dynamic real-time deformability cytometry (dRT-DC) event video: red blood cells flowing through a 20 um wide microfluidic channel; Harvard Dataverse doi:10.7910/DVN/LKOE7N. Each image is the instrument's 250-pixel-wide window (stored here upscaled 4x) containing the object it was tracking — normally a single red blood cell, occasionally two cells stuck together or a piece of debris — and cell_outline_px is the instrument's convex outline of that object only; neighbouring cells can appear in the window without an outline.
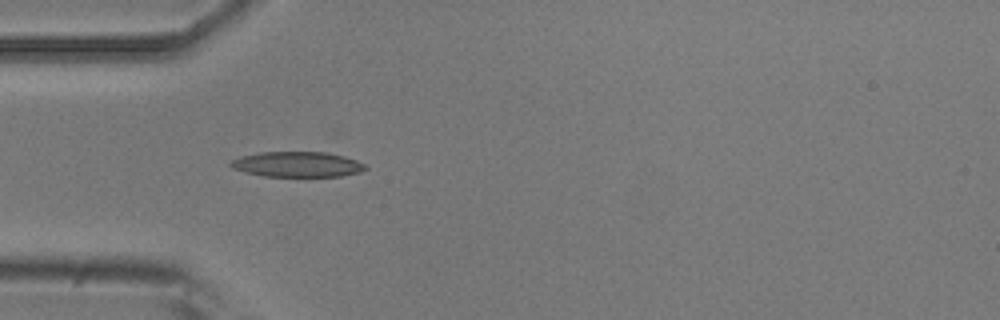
{"species": "common noctule bat (a hibernating species)", "species_latin": "Nyctalus noctula", "temperature_condition": "room temperature", "stored_images_in_passage": 7, "camera_frame_rate_fps": 3000, "um_per_image_px": 0.085, "animal": {"sex": "male", "body_mass_g": 20.5, "forearm_length_mm": 52.5}, "frame": {"image": 1, "passage_image": 4, "time_ms": 3.333, "image_size_px": [1000, 320], "cell_outline_px": [[368, 168], [360, 172], [340, 176], [264, 176], [244, 172], [232, 168], [228, 164], [232, 160], [240, 156], [260, 152], [324, 152], [344, 156], [356, 160], [364, 164]], "centroid_in_image_um": [25.24, 13.97], "position_along_channel_um": 59.8, "area_um2": 19.83}}
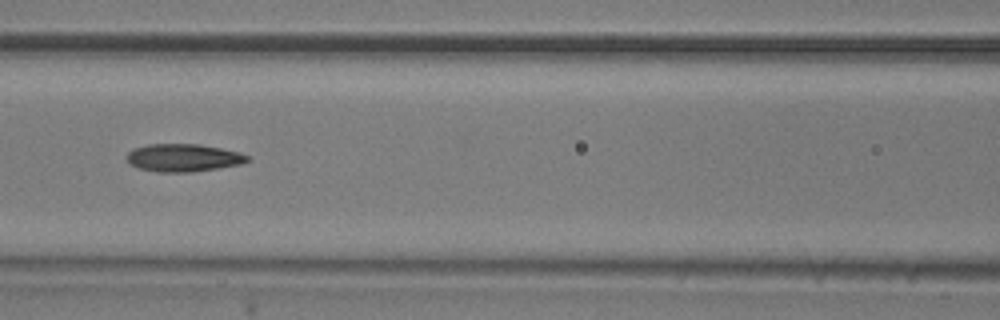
{"frame": {"image": 2, "passage_image": 6, "time_ms": 5.667, "image_size_px": [1000, 320], "cell_outline_px": [[248, 160], [240, 164], [192, 172], [156, 172], [140, 168], [128, 164], [124, 156], [132, 148], [148, 144], [200, 144], [240, 152], [248, 156]], "centroid_in_image_um": [15.5, 13.4], "position_along_channel_um": 151.1, "area_um2": 19.59}}
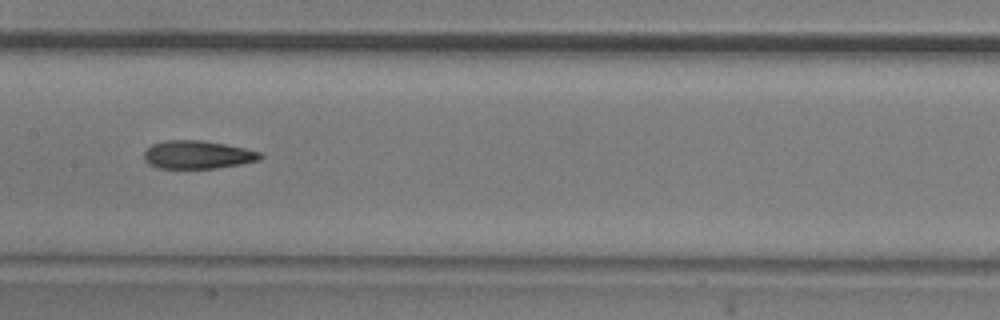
{"frame": {"image": 3, "passage_image": 7, "time_ms": 6.667, "image_size_px": [1000, 320], "cell_outline_px": [[264, 156], [260, 160], [240, 164], [216, 168], [160, 168], [148, 164], [144, 160], [144, 152], [152, 144], [168, 140], [200, 140], [224, 144], [244, 148], [260, 152]], "centroid_in_image_um": [16.79, 13.15], "position_along_channel_um": 190.6, "area_um2": 18.96}}